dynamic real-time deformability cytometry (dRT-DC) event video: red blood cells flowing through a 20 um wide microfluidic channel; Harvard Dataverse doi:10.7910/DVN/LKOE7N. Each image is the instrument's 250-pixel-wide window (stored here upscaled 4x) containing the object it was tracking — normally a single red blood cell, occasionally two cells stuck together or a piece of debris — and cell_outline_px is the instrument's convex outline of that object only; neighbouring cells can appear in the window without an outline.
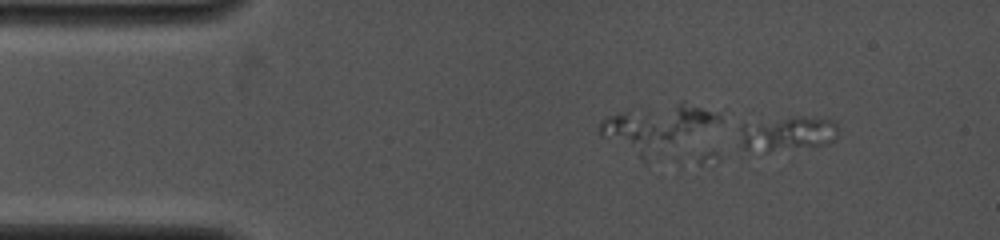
{"species": "common noctule bat (a hibernating species)", "species_latin": "Nyctalus noctula", "temperature_condition": "cold", "stored_images_in_passage": 4, "camera_frame_rate_fps": 4000, "um_per_image_px": 0.085, "animal": {"sex": "female", "body_mass_g": 19.0, "forearm_length_mm": 53.3}, "frame": {"image": 1, "passage_image": 4, "time_ms": 1.25, "image_size_px": [1000, 240], "cell_outline_px": [[840, 128], [836, 136], [828, 144], [712, 168], [696, 164], [692, 160], [740, 124], [792, 116], [820, 116], [836, 120]], "centroid_in_image_um": [65.36, 11.87], "position_along_channel_um": 19.6, "area_um2": 31.5}}